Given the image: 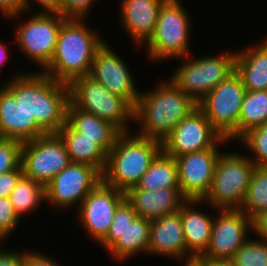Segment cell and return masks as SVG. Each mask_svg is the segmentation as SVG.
<instances>
[{"mask_svg": "<svg viewBox=\"0 0 267 266\" xmlns=\"http://www.w3.org/2000/svg\"><path fill=\"white\" fill-rule=\"evenodd\" d=\"M36 124L47 134L57 133L65 124L70 101L69 85L55 81L41 71L22 72L2 84Z\"/></svg>", "mask_w": 267, "mask_h": 266, "instance_id": "6da1fadb", "label": "cell"}, {"mask_svg": "<svg viewBox=\"0 0 267 266\" xmlns=\"http://www.w3.org/2000/svg\"><path fill=\"white\" fill-rule=\"evenodd\" d=\"M153 89L140 91L133 122L141 126L137 135L162 142L198 104L170 79L160 80Z\"/></svg>", "mask_w": 267, "mask_h": 266, "instance_id": "7a4b0ae2", "label": "cell"}, {"mask_svg": "<svg viewBox=\"0 0 267 266\" xmlns=\"http://www.w3.org/2000/svg\"><path fill=\"white\" fill-rule=\"evenodd\" d=\"M84 20L67 18L62 23L55 53L50 63L40 70L55 81L69 85L75 78L88 76L96 52L105 43Z\"/></svg>", "mask_w": 267, "mask_h": 266, "instance_id": "3957f363", "label": "cell"}, {"mask_svg": "<svg viewBox=\"0 0 267 266\" xmlns=\"http://www.w3.org/2000/svg\"><path fill=\"white\" fill-rule=\"evenodd\" d=\"M131 132L121 133L107 153L102 181L123 192L136 186L162 151V142Z\"/></svg>", "mask_w": 267, "mask_h": 266, "instance_id": "277c9868", "label": "cell"}, {"mask_svg": "<svg viewBox=\"0 0 267 266\" xmlns=\"http://www.w3.org/2000/svg\"><path fill=\"white\" fill-rule=\"evenodd\" d=\"M180 0H166L160 7L157 22L147 46V56L154 61L183 58L190 53L191 22Z\"/></svg>", "mask_w": 267, "mask_h": 266, "instance_id": "5b68a950", "label": "cell"}, {"mask_svg": "<svg viewBox=\"0 0 267 266\" xmlns=\"http://www.w3.org/2000/svg\"><path fill=\"white\" fill-rule=\"evenodd\" d=\"M180 59L181 65L175 68L169 79L198 104L221 81L235 72L236 51L220 52L219 55L202 58L186 56Z\"/></svg>", "mask_w": 267, "mask_h": 266, "instance_id": "8992f818", "label": "cell"}, {"mask_svg": "<svg viewBox=\"0 0 267 266\" xmlns=\"http://www.w3.org/2000/svg\"><path fill=\"white\" fill-rule=\"evenodd\" d=\"M255 164L237 152L219 155L212 185L203 199L216 209H240L244 202Z\"/></svg>", "mask_w": 267, "mask_h": 266, "instance_id": "52a82bcc", "label": "cell"}, {"mask_svg": "<svg viewBox=\"0 0 267 266\" xmlns=\"http://www.w3.org/2000/svg\"><path fill=\"white\" fill-rule=\"evenodd\" d=\"M69 90L70 101L76 107L111 123L121 133L132 132L128 124L133 121L134 108L124 98L112 94L89 76L75 78Z\"/></svg>", "mask_w": 267, "mask_h": 266, "instance_id": "ba28073f", "label": "cell"}, {"mask_svg": "<svg viewBox=\"0 0 267 266\" xmlns=\"http://www.w3.org/2000/svg\"><path fill=\"white\" fill-rule=\"evenodd\" d=\"M151 221L139 217L125 198L117 207L106 237L99 243L115 260L147 253Z\"/></svg>", "mask_w": 267, "mask_h": 266, "instance_id": "9c48e42d", "label": "cell"}, {"mask_svg": "<svg viewBox=\"0 0 267 266\" xmlns=\"http://www.w3.org/2000/svg\"><path fill=\"white\" fill-rule=\"evenodd\" d=\"M245 93L241 77L234 72L198 103L212 127L230 142L237 141V127Z\"/></svg>", "mask_w": 267, "mask_h": 266, "instance_id": "30bf717a", "label": "cell"}, {"mask_svg": "<svg viewBox=\"0 0 267 266\" xmlns=\"http://www.w3.org/2000/svg\"><path fill=\"white\" fill-rule=\"evenodd\" d=\"M33 13L15 29L17 47L31 61L44 69L51 61L62 23L67 19L60 13ZM23 22V23H22Z\"/></svg>", "mask_w": 267, "mask_h": 266, "instance_id": "8fae6325", "label": "cell"}, {"mask_svg": "<svg viewBox=\"0 0 267 266\" xmlns=\"http://www.w3.org/2000/svg\"><path fill=\"white\" fill-rule=\"evenodd\" d=\"M70 163L66 146L57 133H47L22 144L23 174L44 187Z\"/></svg>", "mask_w": 267, "mask_h": 266, "instance_id": "7c38bea8", "label": "cell"}, {"mask_svg": "<svg viewBox=\"0 0 267 266\" xmlns=\"http://www.w3.org/2000/svg\"><path fill=\"white\" fill-rule=\"evenodd\" d=\"M207 251L199 258L230 261L253 232V221L239 209H216Z\"/></svg>", "mask_w": 267, "mask_h": 266, "instance_id": "4fadbf2b", "label": "cell"}, {"mask_svg": "<svg viewBox=\"0 0 267 266\" xmlns=\"http://www.w3.org/2000/svg\"><path fill=\"white\" fill-rule=\"evenodd\" d=\"M101 180L94 167L71 162L45 186V202L61 210L79 207Z\"/></svg>", "mask_w": 267, "mask_h": 266, "instance_id": "5bb4252c", "label": "cell"}, {"mask_svg": "<svg viewBox=\"0 0 267 266\" xmlns=\"http://www.w3.org/2000/svg\"><path fill=\"white\" fill-rule=\"evenodd\" d=\"M228 142L230 141L222 137L211 148L175 157L179 188L186 199L203 200L209 193L221 154L219 146Z\"/></svg>", "mask_w": 267, "mask_h": 266, "instance_id": "9a60e30c", "label": "cell"}, {"mask_svg": "<svg viewBox=\"0 0 267 266\" xmlns=\"http://www.w3.org/2000/svg\"><path fill=\"white\" fill-rule=\"evenodd\" d=\"M125 198V192L102 180L88 194L77 208L76 216L90 239L99 244L106 237L116 209Z\"/></svg>", "mask_w": 267, "mask_h": 266, "instance_id": "2e32d148", "label": "cell"}, {"mask_svg": "<svg viewBox=\"0 0 267 266\" xmlns=\"http://www.w3.org/2000/svg\"><path fill=\"white\" fill-rule=\"evenodd\" d=\"M221 138L222 136L212 127L204 112L197 107L162 141V150L175 158L211 148Z\"/></svg>", "mask_w": 267, "mask_h": 266, "instance_id": "e0dca14e", "label": "cell"}, {"mask_svg": "<svg viewBox=\"0 0 267 266\" xmlns=\"http://www.w3.org/2000/svg\"><path fill=\"white\" fill-rule=\"evenodd\" d=\"M88 76L135 107L140 94L135 79L125 61L107 42L96 52Z\"/></svg>", "mask_w": 267, "mask_h": 266, "instance_id": "ac0fdd59", "label": "cell"}, {"mask_svg": "<svg viewBox=\"0 0 267 266\" xmlns=\"http://www.w3.org/2000/svg\"><path fill=\"white\" fill-rule=\"evenodd\" d=\"M147 253L185 261L183 263L187 264L180 210L151 221Z\"/></svg>", "mask_w": 267, "mask_h": 266, "instance_id": "d6986e66", "label": "cell"}, {"mask_svg": "<svg viewBox=\"0 0 267 266\" xmlns=\"http://www.w3.org/2000/svg\"><path fill=\"white\" fill-rule=\"evenodd\" d=\"M46 134L20 102L4 87L0 88V138L22 143Z\"/></svg>", "mask_w": 267, "mask_h": 266, "instance_id": "ffe728a7", "label": "cell"}, {"mask_svg": "<svg viewBox=\"0 0 267 266\" xmlns=\"http://www.w3.org/2000/svg\"><path fill=\"white\" fill-rule=\"evenodd\" d=\"M202 202L203 200L187 199L180 208L187 247V263H193L199 259L207 251L210 242L214 216L193 207V205L203 204Z\"/></svg>", "mask_w": 267, "mask_h": 266, "instance_id": "44dd1931", "label": "cell"}, {"mask_svg": "<svg viewBox=\"0 0 267 266\" xmlns=\"http://www.w3.org/2000/svg\"><path fill=\"white\" fill-rule=\"evenodd\" d=\"M126 199L132 204L139 217L150 221L179 211L187 200L182 195L180 188L147 191L139 189L137 186L126 192Z\"/></svg>", "mask_w": 267, "mask_h": 266, "instance_id": "7402d4cb", "label": "cell"}, {"mask_svg": "<svg viewBox=\"0 0 267 266\" xmlns=\"http://www.w3.org/2000/svg\"><path fill=\"white\" fill-rule=\"evenodd\" d=\"M166 0H121L120 23L141 47L153 34L160 7Z\"/></svg>", "mask_w": 267, "mask_h": 266, "instance_id": "603a6c76", "label": "cell"}, {"mask_svg": "<svg viewBox=\"0 0 267 266\" xmlns=\"http://www.w3.org/2000/svg\"><path fill=\"white\" fill-rule=\"evenodd\" d=\"M235 72L246 91L267 90V39L236 50Z\"/></svg>", "mask_w": 267, "mask_h": 266, "instance_id": "cb8c5ba5", "label": "cell"}, {"mask_svg": "<svg viewBox=\"0 0 267 266\" xmlns=\"http://www.w3.org/2000/svg\"><path fill=\"white\" fill-rule=\"evenodd\" d=\"M66 122L84 137L94 139L95 142L108 153L115 145L121 132L111 123L100 119L96 115L83 111L71 101L67 106Z\"/></svg>", "mask_w": 267, "mask_h": 266, "instance_id": "d4e9b609", "label": "cell"}, {"mask_svg": "<svg viewBox=\"0 0 267 266\" xmlns=\"http://www.w3.org/2000/svg\"><path fill=\"white\" fill-rule=\"evenodd\" d=\"M63 140L71 162L94 167L101 175L104 172L107 153L95 142L75 131L67 122L57 132Z\"/></svg>", "mask_w": 267, "mask_h": 266, "instance_id": "484cf974", "label": "cell"}, {"mask_svg": "<svg viewBox=\"0 0 267 266\" xmlns=\"http://www.w3.org/2000/svg\"><path fill=\"white\" fill-rule=\"evenodd\" d=\"M136 186L147 191H155L162 188H179L175 158L167 155L162 150Z\"/></svg>", "mask_w": 267, "mask_h": 266, "instance_id": "4316f807", "label": "cell"}, {"mask_svg": "<svg viewBox=\"0 0 267 266\" xmlns=\"http://www.w3.org/2000/svg\"><path fill=\"white\" fill-rule=\"evenodd\" d=\"M266 123L267 90L246 91L237 127V140L250 129Z\"/></svg>", "mask_w": 267, "mask_h": 266, "instance_id": "83f0119b", "label": "cell"}, {"mask_svg": "<svg viewBox=\"0 0 267 266\" xmlns=\"http://www.w3.org/2000/svg\"><path fill=\"white\" fill-rule=\"evenodd\" d=\"M9 199L16 214L21 218L45 201V187L23 174L9 195Z\"/></svg>", "mask_w": 267, "mask_h": 266, "instance_id": "f1b7e54d", "label": "cell"}, {"mask_svg": "<svg viewBox=\"0 0 267 266\" xmlns=\"http://www.w3.org/2000/svg\"><path fill=\"white\" fill-rule=\"evenodd\" d=\"M252 221L267 211V166H255L241 208Z\"/></svg>", "mask_w": 267, "mask_h": 266, "instance_id": "f546056e", "label": "cell"}, {"mask_svg": "<svg viewBox=\"0 0 267 266\" xmlns=\"http://www.w3.org/2000/svg\"><path fill=\"white\" fill-rule=\"evenodd\" d=\"M237 142L250 150L251 155L247 157L256 166H267V123L250 129Z\"/></svg>", "mask_w": 267, "mask_h": 266, "instance_id": "4dcf8cb0", "label": "cell"}, {"mask_svg": "<svg viewBox=\"0 0 267 266\" xmlns=\"http://www.w3.org/2000/svg\"><path fill=\"white\" fill-rule=\"evenodd\" d=\"M230 262L233 266H267V242L249 237Z\"/></svg>", "mask_w": 267, "mask_h": 266, "instance_id": "1f68e13d", "label": "cell"}, {"mask_svg": "<svg viewBox=\"0 0 267 266\" xmlns=\"http://www.w3.org/2000/svg\"><path fill=\"white\" fill-rule=\"evenodd\" d=\"M22 142L0 138V174L17 169L21 165Z\"/></svg>", "mask_w": 267, "mask_h": 266, "instance_id": "d6a6232c", "label": "cell"}, {"mask_svg": "<svg viewBox=\"0 0 267 266\" xmlns=\"http://www.w3.org/2000/svg\"><path fill=\"white\" fill-rule=\"evenodd\" d=\"M20 220L9 197H0V239L3 242L15 231Z\"/></svg>", "mask_w": 267, "mask_h": 266, "instance_id": "836d02e7", "label": "cell"}, {"mask_svg": "<svg viewBox=\"0 0 267 266\" xmlns=\"http://www.w3.org/2000/svg\"><path fill=\"white\" fill-rule=\"evenodd\" d=\"M95 1L97 0H62L59 13L65 18L87 19Z\"/></svg>", "mask_w": 267, "mask_h": 266, "instance_id": "e575fe53", "label": "cell"}, {"mask_svg": "<svg viewBox=\"0 0 267 266\" xmlns=\"http://www.w3.org/2000/svg\"><path fill=\"white\" fill-rule=\"evenodd\" d=\"M23 175V168L20 165L17 169L0 174V197H9L15 188L18 180Z\"/></svg>", "mask_w": 267, "mask_h": 266, "instance_id": "d590c367", "label": "cell"}, {"mask_svg": "<svg viewBox=\"0 0 267 266\" xmlns=\"http://www.w3.org/2000/svg\"><path fill=\"white\" fill-rule=\"evenodd\" d=\"M26 12L25 0H0V13L9 20H18ZM21 14V15H20ZM19 17V18H18Z\"/></svg>", "mask_w": 267, "mask_h": 266, "instance_id": "8d00e7d4", "label": "cell"}, {"mask_svg": "<svg viewBox=\"0 0 267 266\" xmlns=\"http://www.w3.org/2000/svg\"><path fill=\"white\" fill-rule=\"evenodd\" d=\"M23 266H62L48 255L41 252L24 250L23 251Z\"/></svg>", "mask_w": 267, "mask_h": 266, "instance_id": "74e56055", "label": "cell"}, {"mask_svg": "<svg viewBox=\"0 0 267 266\" xmlns=\"http://www.w3.org/2000/svg\"><path fill=\"white\" fill-rule=\"evenodd\" d=\"M35 2L41 8V11L38 10L37 12L59 13L61 11L62 0H25L26 13H30V10L32 11V5Z\"/></svg>", "mask_w": 267, "mask_h": 266, "instance_id": "f35d334b", "label": "cell"}, {"mask_svg": "<svg viewBox=\"0 0 267 266\" xmlns=\"http://www.w3.org/2000/svg\"><path fill=\"white\" fill-rule=\"evenodd\" d=\"M19 252L0 248V266H23V251Z\"/></svg>", "mask_w": 267, "mask_h": 266, "instance_id": "ab89813d", "label": "cell"}, {"mask_svg": "<svg viewBox=\"0 0 267 266\" xmlns=\"http://www.w3.org/2000/svg\"><path fill=\"white\" fill-rule=\"evenodd\" d=\"M253 231L262 241L267 242V211L253 220Z\"/></svg>", "mask_w": 267, "mask_h": 266, "instance_id": "60d3db41", "label": "cell"}, {"mask_svg": "<svg viewBox=\"0 0 267 266\" xmlns=\"http://www.w3.org/2000/svg\"><path fill=\"white\" fill-rule=\"evenodd\" d=\"M194 263L197 266H233L230 261H214L206 259H197Z\"/></svg>", "mask_w": 267, "mask_h": 266, "instance_id": "b9f144b4", "label": "cell"}, {"mask_svg": "<svg viewBox=\"0 0 267 266\" xmlns=\"http://www.w3.org/2000/svg\"><path fill=\"white\" fill-rule=\"evenodd\" d=\"M7 49V46L0 42V68L5 65L7 58L9 59V55H7L9 50Z\"/></svg>", "mask_w": 267, "mask_h": 266, "instance_id": "7bdbcfd3", "label": "cell"}, {"mask_svg": "<svg viewBox=\"0 0 267 266\" xmlns=\"http://www.w3.org/2000/svg\"><path fill=\"white\" fill-rule=\"evenodd\" d=\"M183 266H197V265L193 262V263L184 264Z\"/></svg>", "mask_w": 267, "mask_h": 266, "instance_id": "ee69618b", "label": "cell"}]
</instances>
